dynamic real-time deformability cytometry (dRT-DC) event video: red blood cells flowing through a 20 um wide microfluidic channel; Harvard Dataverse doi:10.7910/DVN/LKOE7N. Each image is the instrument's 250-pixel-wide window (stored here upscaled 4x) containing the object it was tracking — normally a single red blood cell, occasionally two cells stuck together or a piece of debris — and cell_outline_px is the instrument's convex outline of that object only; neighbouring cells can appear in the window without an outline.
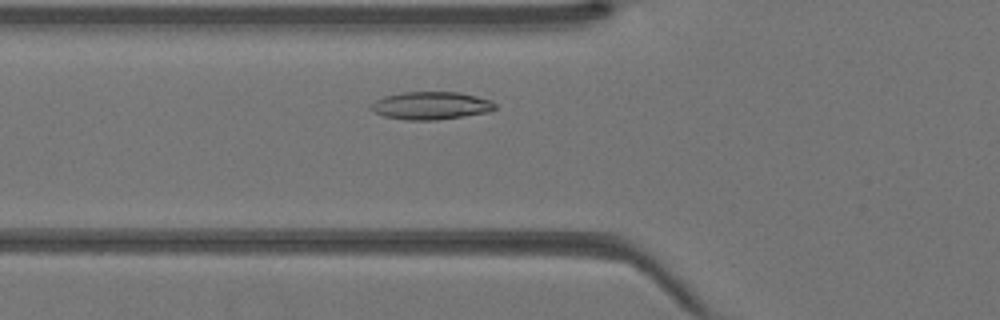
{"species": "Egyptian fruit bat (a non-hibernating species)", "species_latin": "Rousettus aegyptiacus", "temperature_condition": "warm", "stored_images_in_passage": 35, "camera_frame_rate_fps": 3000, "um_per_image_px": 0.085, "animal": {"sex": "female"}, "frame": {"image": 1, "passage_image": 7, "time_ms": 2.0, "image_size_px": [1000, 320], "cell_outline_px": [[496, 108], [488, 112], [464, 116], [436, 120], [408, 120], [384, 116], [372, 112], [368, 108], [368, 104], [384, 96], [404, 92], [460, 92], [492, 100], [496, 104]], "centroid_in_image_um": [36.6, 8.97], "position_along_channel_um": 89.2, "area_um2": 20.29}}
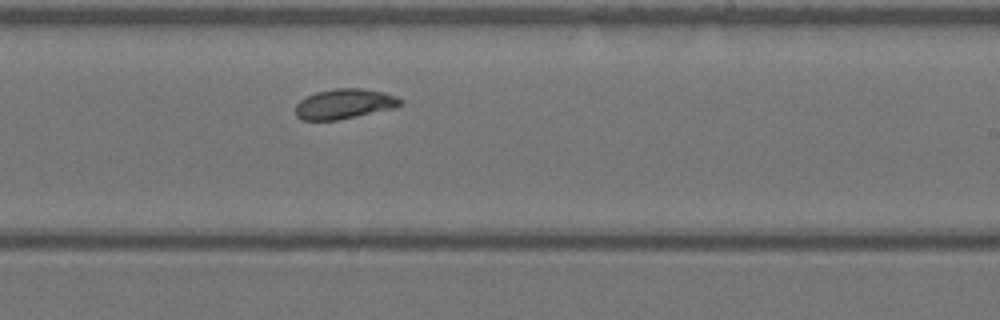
{"frame": {"image": 2, "passage_image": 18, "time_ms": 5.667, "image_size_px": [1000, 320], "cell_outline_px": [[400, 104], [396, 108], [336, 120], [300, 120], [296, 116], [296, 104], [300, 100], [316, 92], [336, 88], [360, 88], [384, 92], [396, 96], [400, 100]], "centroid_in_image_um": [29.25, 8.83], "position_along_channel_um": 259.8, "area_um2": 18.21}}
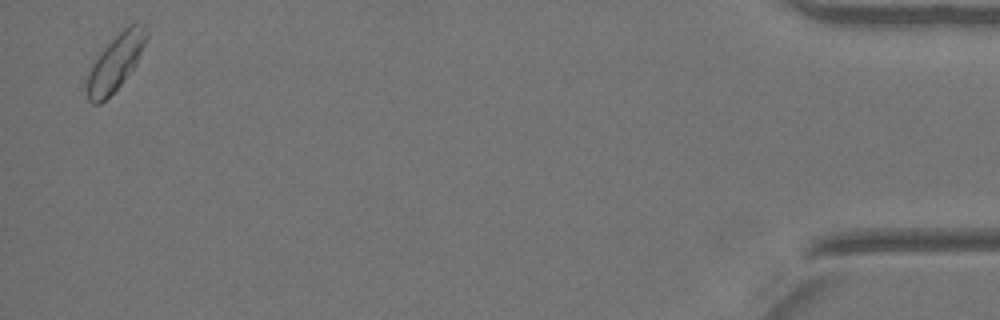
{"frame": {"image": 3, "passage_image": 34, "time_ms": 11.0, "image_size_px": [1000, 320], "cell_outline_px": [[148, 36], [136, 64], [120, 84], [100, 104], [92, 104], [88, 100], [84, 88], [84, 80], [88, 68], [100, 52], [128, 24], [136, 20], [144, 20], [148, 24]], "centroid_in_image_um": [9.8, 5.25], "position_along_channel_um": 425.4, "area_um2": 20.06}}